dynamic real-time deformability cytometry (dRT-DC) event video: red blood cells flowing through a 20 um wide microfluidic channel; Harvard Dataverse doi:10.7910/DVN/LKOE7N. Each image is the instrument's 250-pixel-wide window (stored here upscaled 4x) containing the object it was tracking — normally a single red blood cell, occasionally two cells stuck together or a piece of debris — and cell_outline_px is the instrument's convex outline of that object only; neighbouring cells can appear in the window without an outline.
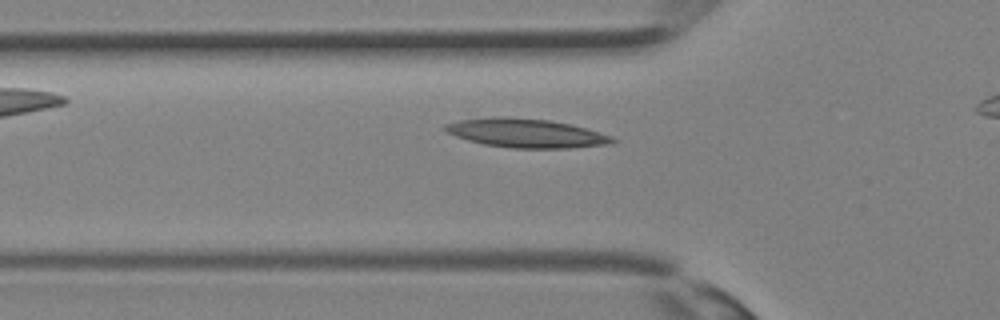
{"species": "Egyptian fruit bat (a non-hibernating species)", "species_latin": "Rousettus aegyptiacus", "temperature_condition": "room temperature", "stored_images_in_passage": 25, "camera_frame_rate_fps": 3000, "um_per_image_px": 0.085, "animal": {"sex": "female"}, "frame": {"image": 1, "passage_image": 8, "time_ms": 2.333, "image_size_px": [1000, 320], "cell_outline_px": [[620, 140], [612, 144], [572, 148], [512, 148], [484, 144], [468, 140], [456, 136], [440, 128], [444, 124], [460, 120], [504, 116], [508, 116], [548, 120], [568, 124], [584, 128], [612, 136]], "centroid_in_image_um": [44.74, 11.32], "position_along_channel_um": 81.1, "area_um2": 28.15}}
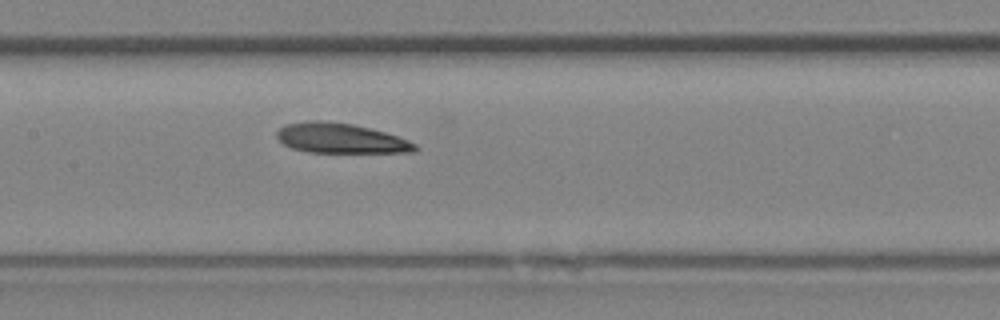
{"frame": {"image": 2, "passage_image": 13, "time_ms": 4.0, "image_size_px": [1000, 320], "cell_outline_px": [[420, 148], [416, 152], [308, 152], [292, 148], [284, 144], [276, 136], [276, 132], [280, 128], [288, 124], [308, 120], [320, 120], [352, 124], [384, 132], [408, 140], [416, 144]], "centroid_in_image_um": [28.96, 11.76], "position_along_channel_um": 178.4, "area_um2": 23.93}}
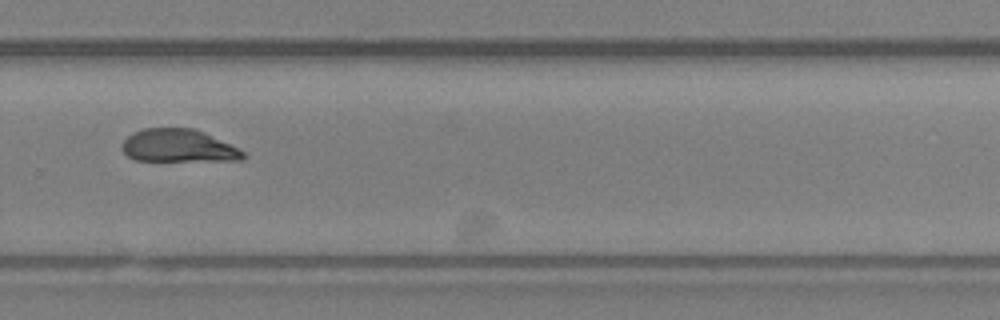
{"frame": {"image": 3, "passage_image": 20, "time_ms": 6.333, "image_size_px": [1000, 320], "cell_outline_px": [[248, 156], [244, 160], [136, 160], [128, 156], [120, 148], [124, 140], [132, 132], [144, 128], [192, 128], [240, 148]], "centroid_in_image_um": [15.17, 12.39], "position_along_channel_um": 314.6, "area_um2": 23.0}}